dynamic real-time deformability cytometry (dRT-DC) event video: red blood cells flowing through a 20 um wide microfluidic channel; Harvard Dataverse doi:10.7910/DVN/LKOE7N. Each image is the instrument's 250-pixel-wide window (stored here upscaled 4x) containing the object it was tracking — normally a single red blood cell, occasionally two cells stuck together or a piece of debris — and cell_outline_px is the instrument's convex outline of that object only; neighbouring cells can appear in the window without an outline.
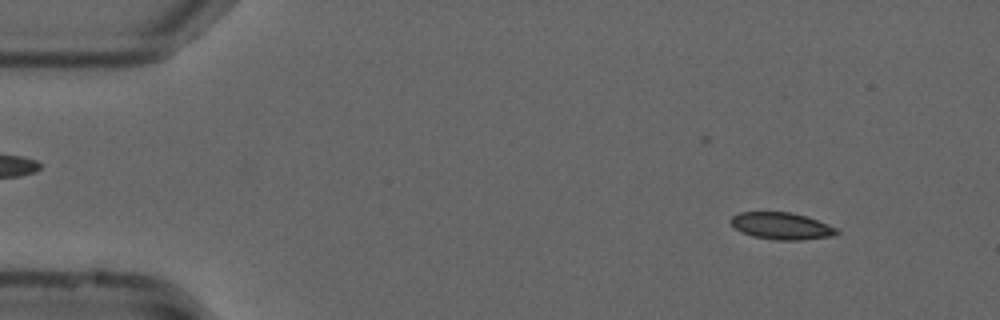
{"species": "common noctule bat (a hibernating species)", "species_latin": "Nyctalus noctula", "temperature_condition": "cold", "stored_images_in_passage": 48, "camera_frame_rate_fps": 3000, "um_per_image_px": 0.085, "animal": {"sex": "male", "forearm_length_mm": 52.5}, "frame": {"image": 1, "passage_image": 5, "time_ms": 1.333, "image_size_px": [1000, 320], "cell_outline_px": [[840, 232], [836, 236], [800, 240], [776, 240], [752, 236], [740, 232], [728, 220], [732, 216], [740, 212], [792, 212], [808, 216], [836, 228]], "centroid_in_image_um": [66.44, 19.21], "position_along_channel_um": 18.6, "area_um2": 16.82}}
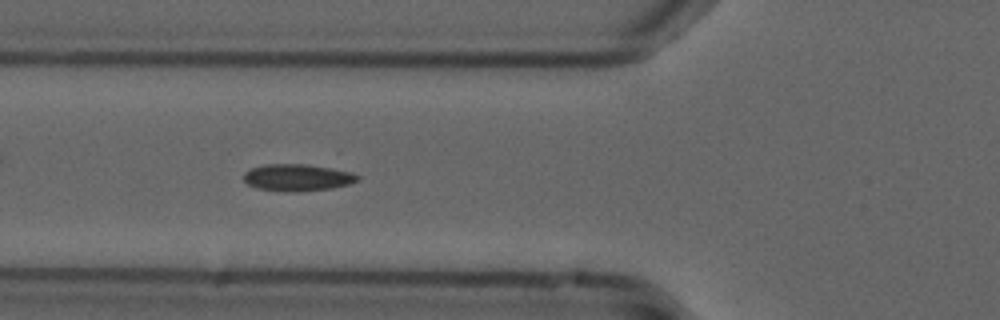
{"frame": {"image": 2, "passage_image": 19, "time_ms": 6.0, "image_size_px": [1000, 320], "cell_outline_px": [[360, 180], [348, 184], [332, 188], [300, 192], [288, 192], [256, 188], [248, 184], [244, 180], [244, 172], [252, 168], [264, 164], [304, 164], [352, 172], [360, 176]], "centroid_in_image_um": [25.28, 15.1], "position_along_channel_um": 100.5, "area_um2": 17.86}}
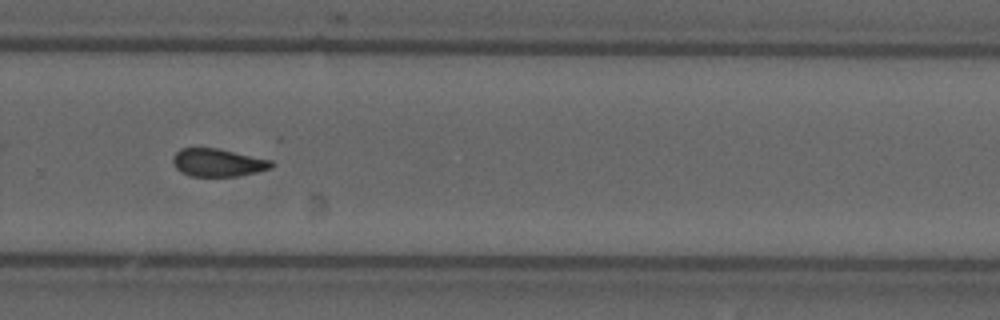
{"frame": {"image": 3, "passage_image": 36, "time_ms": 11.667, "image_size_px": [1000, 320], "cell_outline_px": [[276, 164], [272, 168], [256, 172], [236, 176], [192, 176], [180, 172], [176, 168], [172, 160], [176, 152], [180, 148], [216, 148], [272, 160]], "centroid_in_image_um": [18.53, 13.82], "position_along_channel_um": 311.3, "area_um2": 15.95}, "authors_computed_cell_mechanics": {"area_um2": 16.8198, "velocity_mm_per_s": 3.7234, "shape_relaxation_time_tau1_ms": null, "shape_relaxation_time_tau2_ms": 3.9275, "deformation_change_tau1": null, "deformation_change_tau2": 0.1081}}